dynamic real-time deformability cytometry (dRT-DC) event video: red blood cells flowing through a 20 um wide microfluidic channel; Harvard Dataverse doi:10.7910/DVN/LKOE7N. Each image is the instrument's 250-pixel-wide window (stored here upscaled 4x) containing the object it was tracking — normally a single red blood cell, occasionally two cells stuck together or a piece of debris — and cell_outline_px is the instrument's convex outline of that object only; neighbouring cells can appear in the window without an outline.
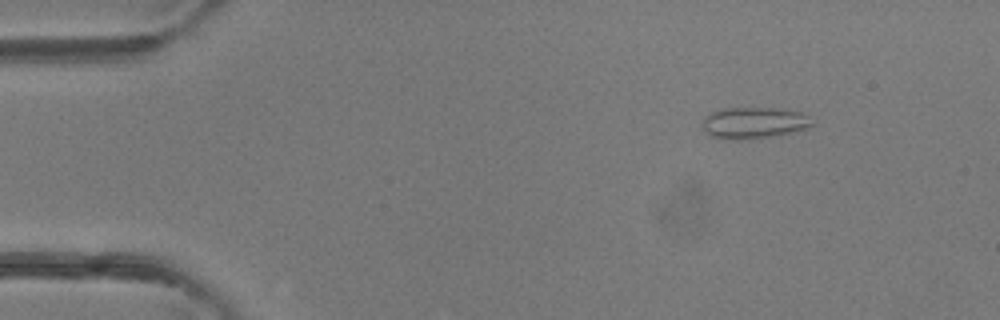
{"species": "common noctule bat (a hibernating species)", "species_latin": "Nyctalus noctula", "temperature_condition": "room temperature", "stored_images_in_passage": 43, "camera_frame_rate_fps": 3000, "um_per_image_px": 0.085, "animal": {"sex": "female"}, "frame": {"image": 1, "passage_image": 2, "time_ms": 0.333, "image_size_px": [1000, 320], "cell_outline_px": [[816, 124], [808, 128], [772, 136], [740, 140], [732, 140], [708, 136], [704, 128], [704, 120], [712, 112], [720, 108], [772, 108], [804, 112]], "centroid_in_image_um": [64.12, 10.44], "position_along_channel_um": 20.9, "area_um2": 20.06}}
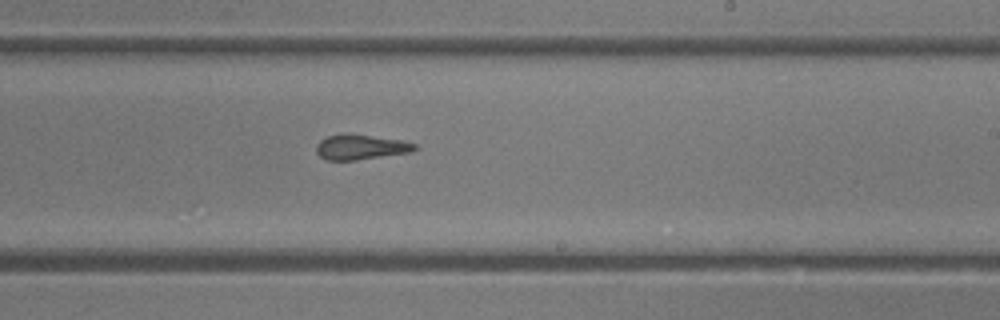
{"frame": {"image": 2, "passage_image": 24, "time_ms": 7.667, "image_size_px": [1000, 320], "cell_outline_px": [[416, 148], [412, 152], [356, 160], [324, 160], [316, 152], [316, 144], [320, 140], [328, 136], [344, 132], [352, 132], [400, 140], [416, 144]], "centroid_in_image_um": [30.62, 12.48], "position_along_channel_um": 258.4, "area_um2": 14.68}}
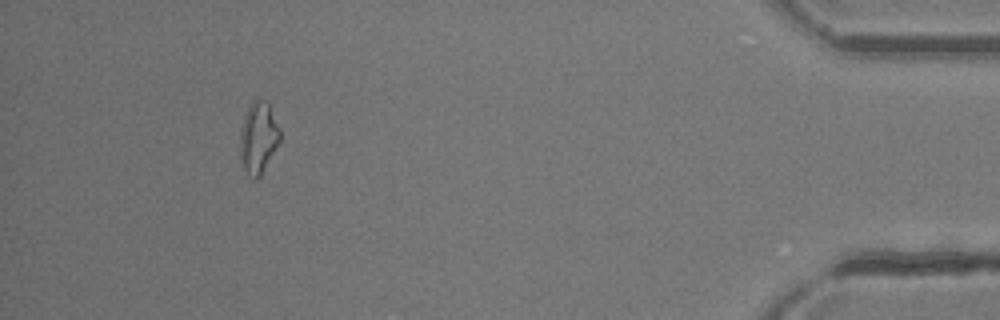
{"frame": {"image": 3, "passage_image": 39, "time_ms": 12.667, "image_size_px": [1000, 320], "cell_outline_px": [[280, 140], [260, 176], [248, 176], [244, 168], [240, 156], [240, 132], [244, 116], [252, 100], [268, 100], [280, 128]], "centroid_in_image_um": [21.96, 11.65], "position_along_channel_um": 413.2, "area_um2": 16.47}, "authors_computed_cell_mechanics": {"area_um2": 15.4326, "velocity_mm_per_s": 4.4083, "shape_relaxation_time_tau1_ms": null, "shape_relaxation_time_tau2_ms": 1.0178, "deformation_change_tau1": null, "deformation_change_tau2": 0.0658}}